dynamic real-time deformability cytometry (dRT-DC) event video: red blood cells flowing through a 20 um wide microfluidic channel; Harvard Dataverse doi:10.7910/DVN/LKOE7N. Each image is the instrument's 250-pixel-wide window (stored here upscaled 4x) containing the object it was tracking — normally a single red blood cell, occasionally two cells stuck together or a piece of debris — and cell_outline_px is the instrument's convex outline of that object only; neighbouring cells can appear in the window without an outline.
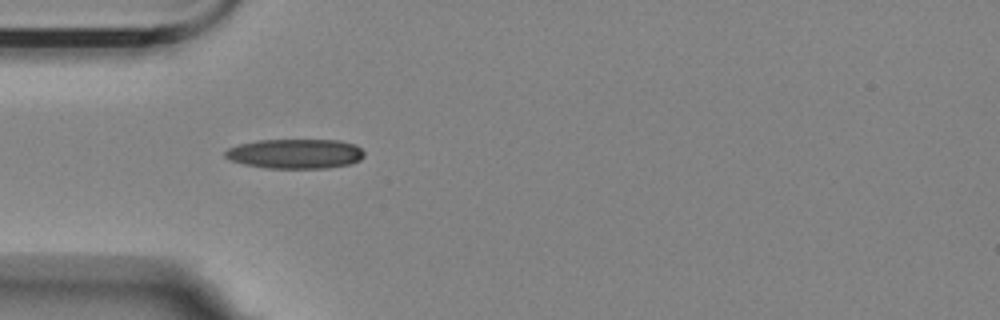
{"species": "Egyptian fruit bat (a non-hibernating species)", "species_latin": "Rousettus aegyptiacus", "temperature_condition": "room temperature", "stored_images_in_passage": 36, "camera_frame_rate_fps": 3000, "um_per_image_px": 0.085, "animal": {"sex": "female"}, "frame": {"image": 1, "passage_image": 1, "time_ms": 0.0, "image_size_px": [1000, 320], "cell_outline_px": [[364, 156], [360, 160], [352, 164], [328, 168], [264, 168], [244, 164], [232, 160], [224, 156], [224, 152], [228, 148], [236, 144], [256, 140], [340, 140], [356, 144], [364, 152]], "centroid_in_image_um": [25.11, 13.06], "position_along_channel_um": 59.9, "area_um2": 24.33}}
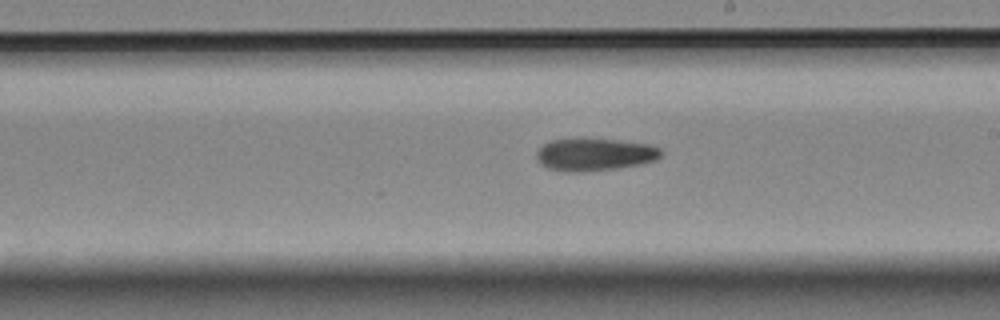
{"frame": {"image": 2, "passage_image": 16, "time_ms": 5.0, "image_size_px": [1000, 320], "cell_outline_px": [[660, 156], [656, 160], [640, 164], [616, 168], [576, 172], [568, 172], [548, 168], [540, 164], [536, 156], [536, 152], [544, 144], [552, 140], [576, 136], [616, 140], [648, 144], [660, 148]], "centroid_in_image_um": [50.49, 13.1], "position_along_channel_um": 238.5, "area_um2": 23.87}}
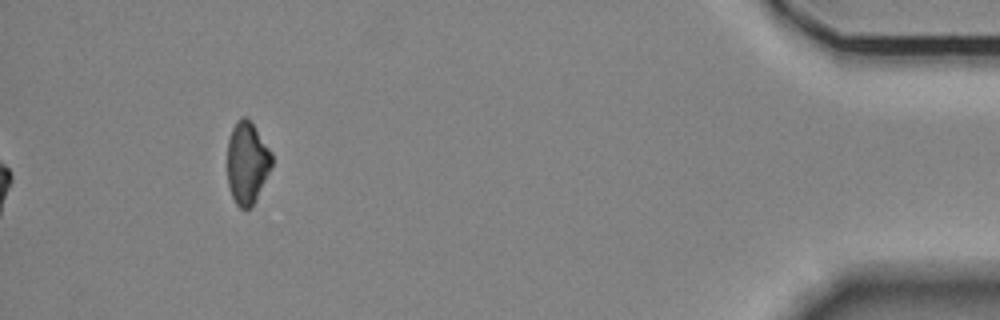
{"frame": {"image": 3, "passage_image": 36, "time_ms": 11.667, "image_size_px": [1000, 320], "cell_outline_px": [[272, 164], [252, 204], [248, 208], [240, 208], [236, 204], [232, 196], [228, 184], [228, 140], [232, 128], [236, 120], [240, 116], [244, 116], [252, 124], [272, 152]], "centroid_in_image_um": [20.98, 13.79], "position_along_channel_um": 414.2, "area_um2": 20.69}, "authors_computed_cell_mechanics": {"area_um2": 23.0911, "velocity_mm_per_s": 3.5959, "shape_relaxation_time_tau1_ms": 10.4436, "shape_relaxation_time_tau2_ms": null, "deformation_change_tau1": 0.1652, "deformation_change_tau2": null}}